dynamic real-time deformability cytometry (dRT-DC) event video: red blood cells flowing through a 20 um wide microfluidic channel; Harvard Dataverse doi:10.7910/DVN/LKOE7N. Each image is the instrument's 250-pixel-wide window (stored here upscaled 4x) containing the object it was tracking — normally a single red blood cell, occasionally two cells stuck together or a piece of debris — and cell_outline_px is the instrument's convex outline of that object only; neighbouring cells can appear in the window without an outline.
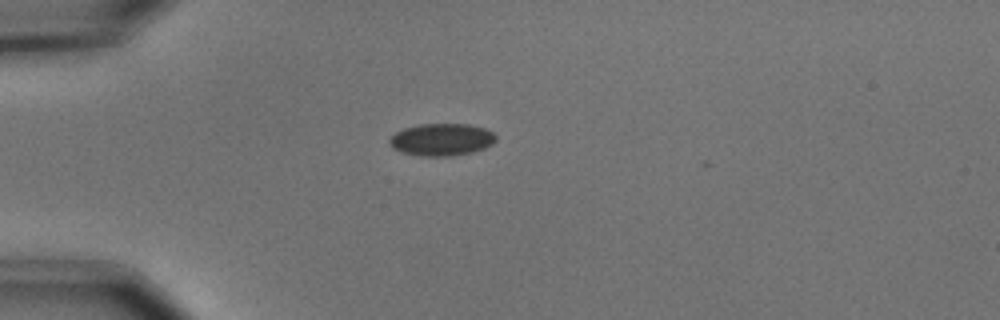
{"species": "common noctule bat (a hibernating species)", "species_latin": "Nyctalus noctula", "temperature_condition": "cold", "stored_images_in_passage": 7, "camera_frame_rate_fps": 3000, "um_per_image_px": 0.085, "animal": {"sex": "male", "body_mass_g": 15.6}, "frame": {"image": 1, "passage_image": 1, "time_ms": 0.0, "image_size_px": [1000, 320], "cell_outline_px": [[496, 140], [492, 144], [484, 148], [472, 152], [452, 156], [420, 156], [404, 152], [392, 148], [388, 144], [388, 140], [396, 132], [404, 128], [420, 124], [468, 124], [484, 128], [492, 132], [496, 136]], "centroid_in_image_um": [37.53, 11.86], "position_along_channel_um": 47.5, "area_um2": 20.0}}
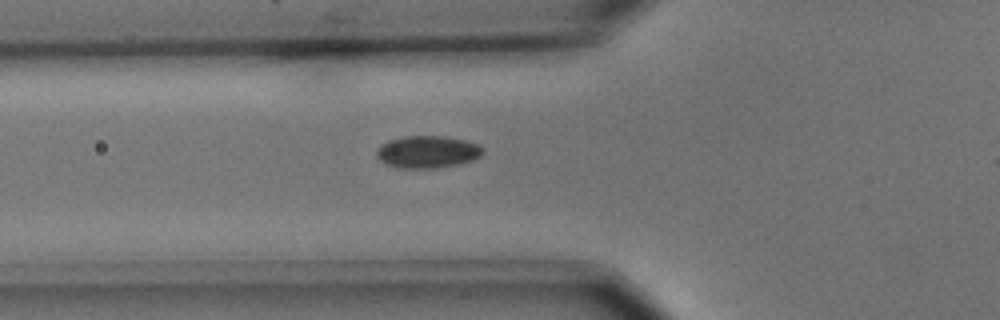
{"frame": {"image": 2, "passage_image": 6, "time_ms": 1.667, "image_size_px": [1000, 320], "cell_outline_px": [[484, 152], [480, 156], [472, 160], [456, 164], [436, 168], [396, 168], [380, 160], [376, 156], [376, 152], [388, 140], [404, 136], [444, 136], [464, 140], [476, 144], [484, 148]], "centroid_in_image_um": [36.34, 12.91], "position_along_channel_um": 89.5, "area_um2": 19.77}}